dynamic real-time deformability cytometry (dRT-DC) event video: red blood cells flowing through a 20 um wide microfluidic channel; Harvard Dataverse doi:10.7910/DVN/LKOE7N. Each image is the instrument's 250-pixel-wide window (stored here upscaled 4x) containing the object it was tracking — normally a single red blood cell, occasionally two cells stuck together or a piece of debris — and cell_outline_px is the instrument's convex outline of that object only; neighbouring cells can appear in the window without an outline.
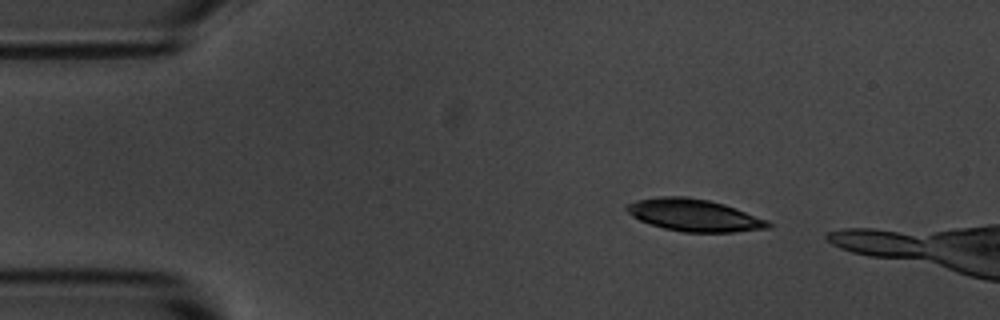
{"species": "common noctule bat (a hibernating species)", "species_latin": "Nyctalus noctula", "temperature_condition": "room temperature", "stored_images_in_passage": 4, "camera_frame_rate_fps": 3000, "um_per_image_px": 0.085, "animal": {"sex": "male", "body_mass_g": 20.1, "forearm_length_mm": 53.5}, "frame": {"image": 1, "passage_image": 1, "time_ms": 0.0, "image_size_px": [1000, 320], "cell_outline_px": [[772, 224], [768, 228], [732, 232], [684, 232], [664, 228], [640, 220], [632, 216], [624, 208], [628, 204], [636, 200], [660, 196], [688, 196], [708, 200], [724, 204], [736, 208], [768, 220]], "centroid_in_image_um": [59.0, 18.28], "position_along_channel_um": 26.0, "area_um2": 26.41}}